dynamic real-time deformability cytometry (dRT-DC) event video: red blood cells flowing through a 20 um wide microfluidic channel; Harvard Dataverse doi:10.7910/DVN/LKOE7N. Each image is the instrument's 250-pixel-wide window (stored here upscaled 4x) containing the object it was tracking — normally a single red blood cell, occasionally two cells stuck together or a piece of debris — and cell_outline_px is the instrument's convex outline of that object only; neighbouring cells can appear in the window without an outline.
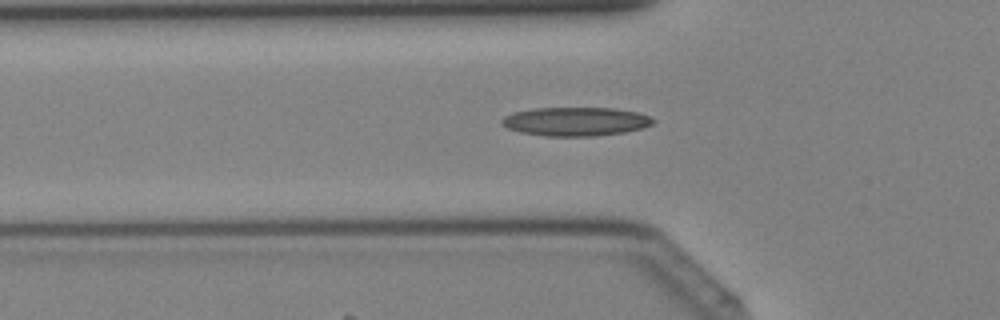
{"species": "Egyptian fruit bat (a non-hibernating species)", "species_latin": "Rousettus aegyptiacus", "temperature_condition": "cold", "stored_images_in_passage": 40, "camera_frame_rate_fps": 3000, "um_per_image_px": 0.085, "animal": {"sex": "female"}, "frame": {"image": 1, "passage_image": 13, "time_ms": 4.0, "image_size_px": [1000, 320], "cell_outline_px": [[656, 120], [652, 124], [640, 128], [624, 132], [596, 136], [548, 136], [520, 132], [508, 128], [500, 124], [500, 120], [504, 116], [516, 112], [536, 108], [616, 108], [636, 112], [648, 116]], "centroid_in_image_um": [48.91, 10.33], "position_along_channel_um": 76.9, "area_um2": 25.2}}
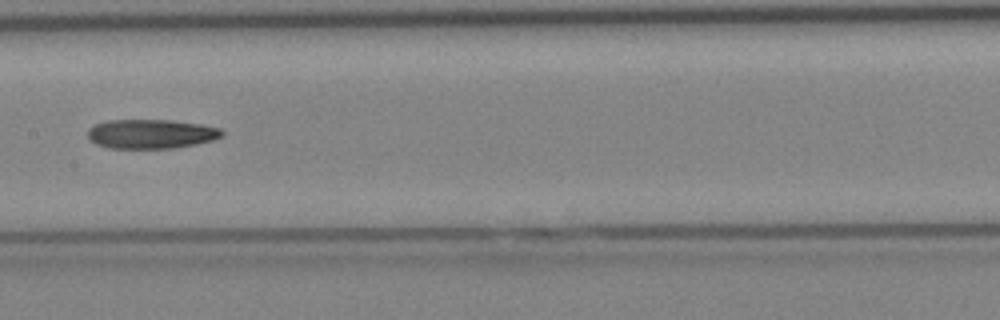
{"frame": {"image": 2, "passage_image": 20, "time_ms": 6.333, "image_size_px": [1000, 320], "cell_outline_px": [[224, 136], [212, 140], [196, 144], [176, 148], [108, 148], [96, 144], [88, 140], [88, 128], [96, 124], [108, 120], [172, 120], [200, 124], [220, 128], [224, 132]], "centroid_in_image_um": [12.84, 11.38], "position_along_channel_um": 194.6, "area_um2": 23.06}}
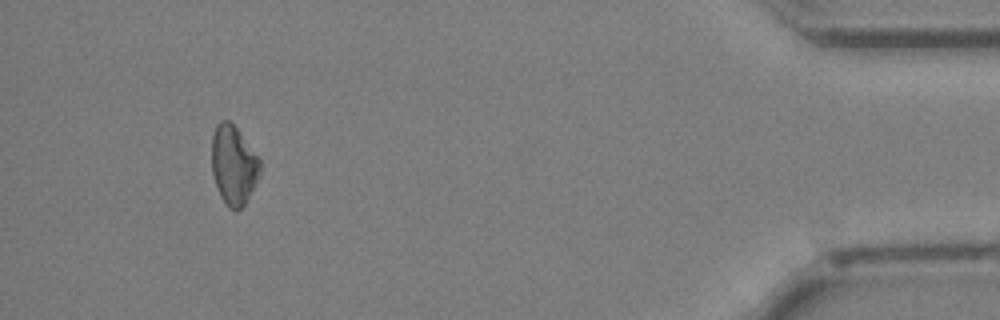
{"frame": {"image": 3, "passage_image": 37, "time_ms": 12.0, "image_size_px": [1000, 320], "cell_outline_px": [[260, 172], [244, 204], [236, 212], [228, 208], [220, 196], [212, 172], [212, 136], [216, 124], [220, 120], [228, 120], [236, 128], [260, 160]], "centroid_in_image_um": [19.82, 14.03], "position_along_channel_um": 415.4, "area_um2": 21.85}}